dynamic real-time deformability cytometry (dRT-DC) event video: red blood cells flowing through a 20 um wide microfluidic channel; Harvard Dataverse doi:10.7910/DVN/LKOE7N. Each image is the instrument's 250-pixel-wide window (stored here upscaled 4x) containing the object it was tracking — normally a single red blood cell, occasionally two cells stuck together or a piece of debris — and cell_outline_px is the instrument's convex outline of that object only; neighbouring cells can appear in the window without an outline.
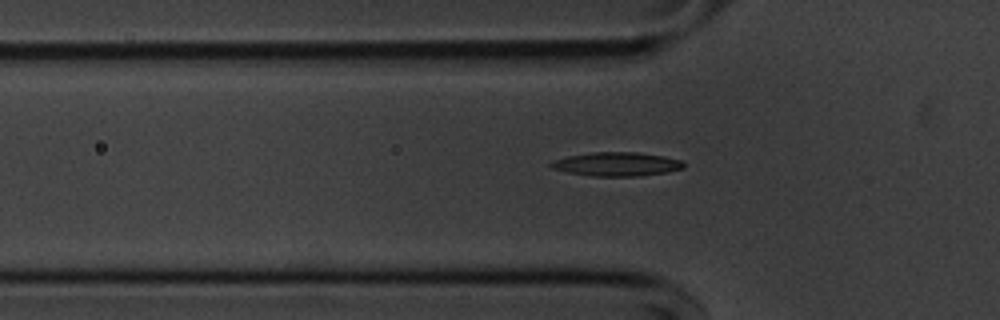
{"species": "common noctule bat (a hibernating species)", "species_latin": "Nyctalus noctula", "temperature_condition": "cold", "stored_images_in_passage": 53, "camera_frame_rate_fps": 3000, "um_per_image_px": 0.085, "animal": {"sex": "male", "body_mass_g": 20.1, "forearm_length_mm": 53.5}, "frame": {"image": 1, "passage_image": 17, "time_ms": 5.333, "image_size_px": [1000, 320], "cell_outline_px": [[684, 168], [668, 172], [640, 176], [592, 176], [568, 172], [552, 168], [548, 164], [552, 160], [568, 156], [592, 152], [636, 152], [664, 156], [680, 160], [684, 164]], "centroid_in_image_um": [52.41, 13.95], "position_along_channel_um": 73.4, "area_um2": 18.44}}
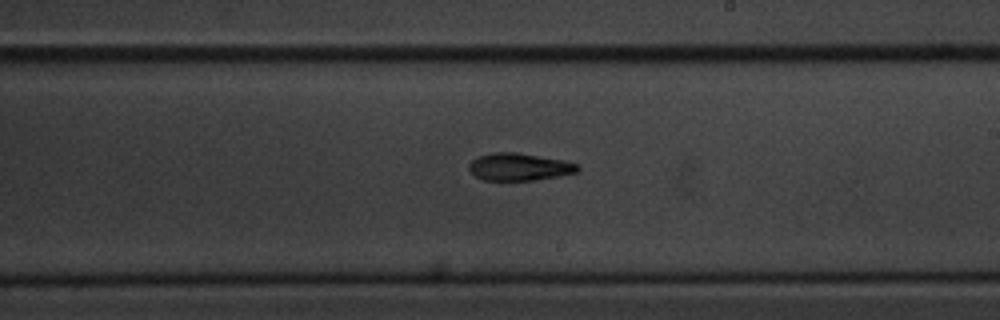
{"frame": {"image": 2, "passage_image": 31, "time_ms": 10.0, "image_size_px": [1000, 320], "cell_outline_px": [[580, 172], [536, 180], [484, 180], [476, 176], [468, 168], [468, 164], [472, 160], [480, 156], [492, 152], [516, 152], [564, 160], [576, 164], [580, 168]], "centroid_in_image_um": [44.15, 14.18], "position_along_channel_um": 244.8, "area_um2": 17.34}}
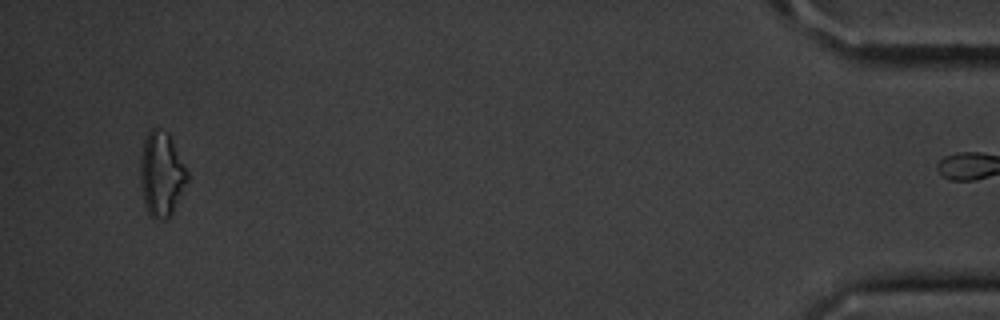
{"frame": {"image": 3, "passage_image": 52, "time_ms": 17.0, "image_size_px": [1000, 320], "cell_outline_px": [[188, 180], [172, 212], [164, 220], [156, 220], [148, 212], [144, 204], [140, 184], [140, 160], [144, 140], [148, 132], [152, 128], [156, 128], [168, 132], [188, 172]], "centroid_in_image_um": [13.71, 14.8], "position_along_channel_um": 421.5, "area_um2": 23.0}, "authors_computed_cell_mechanics": {"area_um2": 17.3978, "velocity_mm_per_s": 3.65, "shape_relaxation_time_tau1_ms": 3.8247, "shape_relaxation_time_tau2_ms": 8.4735, "deformation_change_tau1": 0.1197, "deformation_change_tau2": 0.1985}}